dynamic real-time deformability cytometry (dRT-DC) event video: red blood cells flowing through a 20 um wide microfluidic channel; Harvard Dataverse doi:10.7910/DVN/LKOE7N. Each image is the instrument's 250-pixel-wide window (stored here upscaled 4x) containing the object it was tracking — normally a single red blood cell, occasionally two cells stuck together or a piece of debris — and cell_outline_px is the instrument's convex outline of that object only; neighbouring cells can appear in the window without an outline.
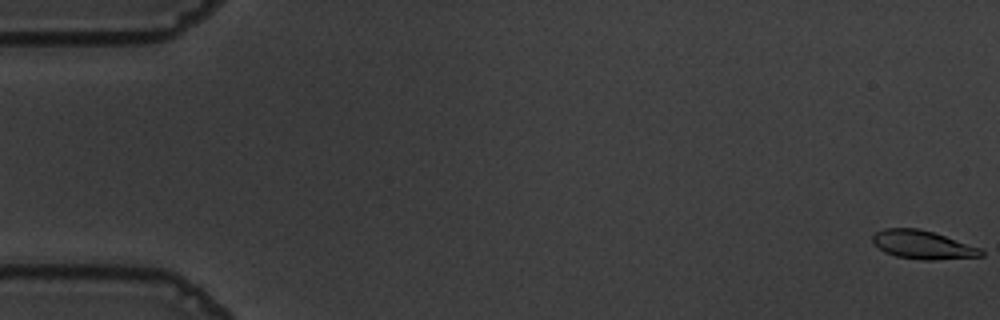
{"species": "common noctule bat (a hibernating species)", "species_latin": "Nyctalus noctula", "temperature_condition": "warm", "stored_images_in_passage": 57, "camera_frame_rate_fps": 3000, "um_per_image_px": 0.085, "animal": {"sex": "male", "body_mass_g": 19.5, "forearm_length_mm": 54.6}, "frame": {"image": 1, "passage_image": 1, "time_ms": 0.0, "image_size_px": [1000, 320], "cell_outline_px": [[984, 256], [936, 260], [920, 260], [896, 256], [884, 252], [872, 240], [872, 236], [876, 232], [884, 228], [920, 228], [980, 248], [984, 252]], "centroid_in_image_um": [78.43, 20.81], "position_along_channel_um": 6.6, "area_um2": 17.86}}
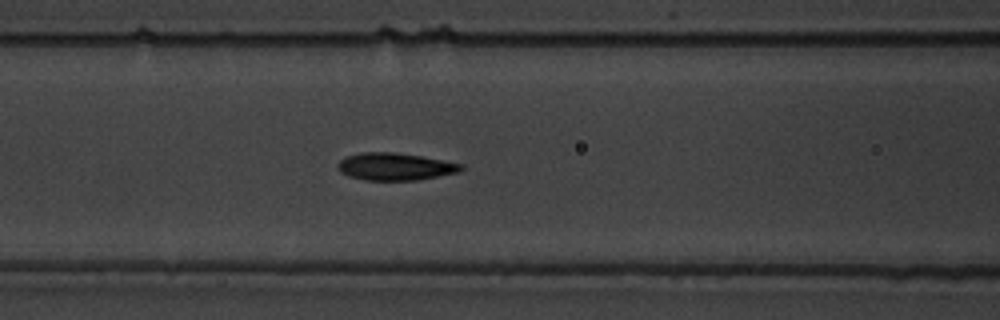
{"frame": {"image": 2, "passage_image": 24, "time_ms": 7.667, "image_size_px": [1000, 320], "cell_outline_px": [[464, 168], [456, 172], [416, 180], [364, 180], [348, 176], [340, 172], [336, 168], [340, 160], [348, 156], [360, 152], [392, 152], [420, 156], [464, 164]], "centroid_in_image_um": [33.53, 14.16], "position_along_channel_um": 133.1, "area_um2": 19.48}}
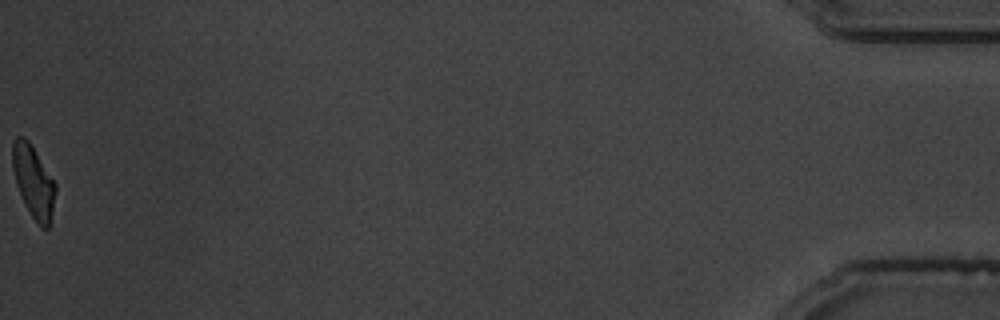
{"frame": {"image": 3, "passage_image": 57, "time_ms": 18.667, "image_size_px": [1000, 320], "cell_outline_px": [[56, 192], [52, 212], [48, 228], [40, 228], [32, 216], [16, 184], [12, 168], [12, 140], [16, 136], [24, 136], [28, 140], [56, 184]], "centroid_in_image_um": [2.83, 15.4], "position_along_channel_um": 432.4, "area_um2": 17.8}, "authors_computed_cell_mechanics": {"area_um2": 19.1896, "velocity_mm_per_s": 3.6268, "shape_relaxation_time_tau1_ms": 3.7796, "shape_relaxation_time_tau2_ms": 2.0537, "deformation_change_tau1": 0.1836, "deformation_change_tau2": 0.0602}}